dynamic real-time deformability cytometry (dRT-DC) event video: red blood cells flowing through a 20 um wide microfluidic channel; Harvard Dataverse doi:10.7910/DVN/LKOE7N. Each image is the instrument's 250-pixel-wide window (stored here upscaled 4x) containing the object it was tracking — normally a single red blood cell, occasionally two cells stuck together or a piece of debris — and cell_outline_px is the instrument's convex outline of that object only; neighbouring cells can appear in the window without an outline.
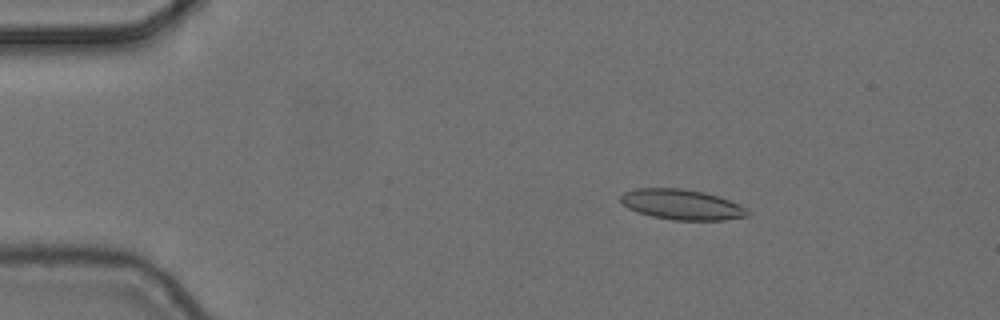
{"species": "common noctule bat (a hibernating species)", "species_latin": "Nyctalus noctula", "temperature_condition": "cold", "stored_images_in_passage": 6, "camera_frame_rate_fps": 3000, "um_per_image_px": 0.085, "animal": {"sex": "female", "body_mass_g": 24.6, "forearm_length_mm": 56.2}, "frame": {"image": 1, "passage_image": 3, "time_ms": 0.667, "image_size_px": [1000, 320], "cell_outline_px": [[748, 216], [724, 220], [672, 220], [652, 216], [628, 208], [620, 200], [620, 196], [624, 192], [636, 188], [680, 188], [704, 192], [740, 204], [748, 212]], "centroid_in_image_um": [57.93, 17.38], "position_along_channel_um": 27.1, "area_um2": 22.2}}
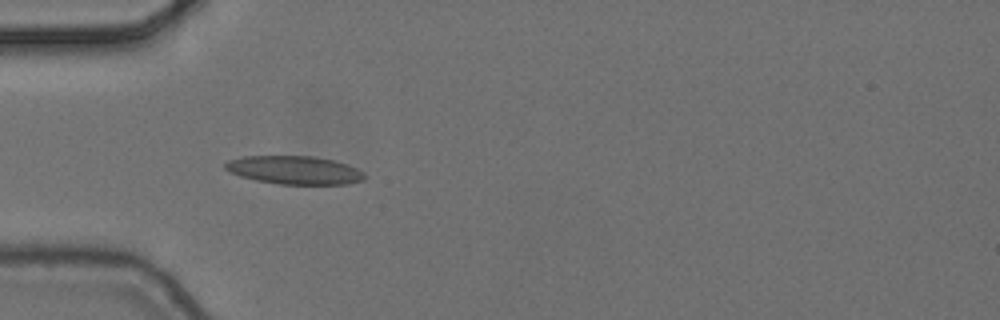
{"frame": {"image": 2, "passage_image": 5, "time_ms": 1.333, "image_size_px": [1000, 320], "cell_outline_px": [[368, 176], [364, 180], [348, 184], [280, 184], [256, 180], [240, 176], [228, 172], [224, 168], [224, 164], [228, 160], [244, 156], [312, 156], [332, 160], [348, 164], [364, 172]], "centroid_in_image_um": [25.04, 14.46], "position_along_channel_um": 60.0, "area_um2": 23.12}}
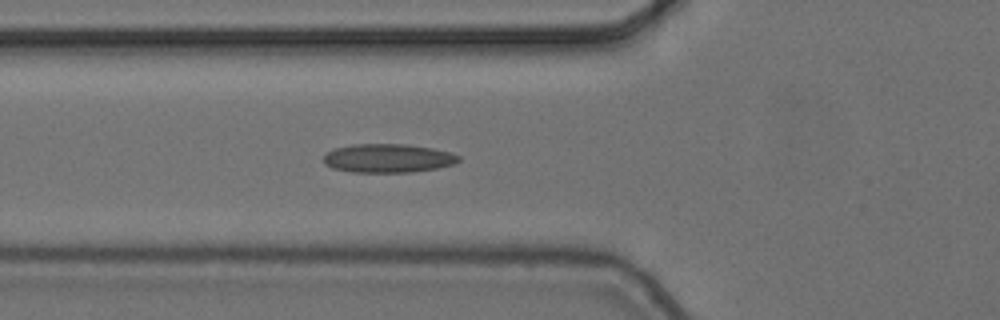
{"frame": {"image": 3, "passage_image": 6, "time_ms": 1.667, "image_size_px": [1000, 320], "cell_outline_px": [[460, 160], [456, 164], [436, 168], [412, 172], [352, 172], [332, 168], [324, 164], [324, 152], [336, 148], [352, 144], [408, 144], [432, 148], [452, 152], [460, 156]], "centroid_in_image_um": [32.99, 13.44], "position_along_channel_um": 92.8, "area_um2": 22.83}}